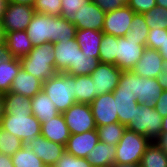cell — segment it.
Returning a JSON list of instances; mask_svg holds the SVG:
<instances>
[{
	"instance_id": "cell-1",
	"label": "cell",
	"mask_w": 167,
	"mask_h": 167,
	"mask_svg": "<svg viewBox=\"0 0 167 167\" xmlns=\"http://www.w3.org/2000/svg\"><path fill=\"white\" fill-rule=\"evenodd\" d=\"M76 26L72 21L45 13H35L25 30L33 46L69 40L76 36Z\"/></svg>"
},
{
	"instance_id": "cell-2",
	"label": "cell",
	"mask_w": 167,
	"mask_h": 167,
	"mask_svg": "<svg viewBox=\"0 0 167 167\" xmlns=\"http://www.w3.org/2000/svg\"><path fill=\"white\" fill-rule=\"evenodd\" d=\"M114 90H129L136 95L139 104L152 107L163 92L157 78L142 77L132 70L122 71L118 86Z\"/></svg>"
},
{
	"instance_id": "cell-3",
	"label": "cell",
	"mask_w": 167,
	"mask_h": 167,
	"mask_svg": "<svg viewBox=\"0 0 167 167\" xmlns=\"http://www.w3.org/2000/svg\"><path fill=\"white\" fill-rule=\"evenodd\" d=\"M21 68L42 82L53 77L55 70V52L53 43L34 46L30 53L19 58Z\"/></svg>"
},
{
	"instance_id": "cell-4",
	"label": "cell",
	"mask_w": 167,
	"mask_h": 167,
	"mask_svg": "<svg viewBox=\"0 0 167 167\" xmlns=\"http://www.w3.org/2000/svg\"><path fill=\"white\" fill-rule=\"evenodd\" d=\"M74 81L75 76L65 72H57L53 77L43 82L42 90L60 113L67 111L76 103Z\"/></svg>"
},
{
	"instance_id": "cell-5",
	"label": "cell",
	"mask_w": 167,
	"mask_h": 167,
	"mask_svg": "<svg viewBox=\"0 0 167 167\" xmlns=\"http://www.w3.org/2000/svg\"><path fill=\"white\" fill-rule=\"evenodd\" d=\"M150 143L151 141L147 137L126 128L116 145L115 163L140 164L141 158Z\"/></svg>"
},
{
	"instance_id": "cell-6",
	"label": "cell",
	"mask_w": 167,
	"mask_h": 167,
	"mask_svg": "<svg viewBox=\"0 0 167 167\" xmlns=\"http://www.w3.org/2000/svg\"><path fill=\"white\" fill-rule=\"evenodd\" d=\"M0 127L18 137L24 145L41 135V123L33 114L4 115Z\"/></svg>"
},
{
	"instance_id": "cell-7",
	"label": "cell",
	"mask_w": 167,
	"mask_h": 167,
	"mask_svg": "<svg viewBox=\"0 0 167 167\" xmlns=\"http://www.w3.org/2000/svg\"><path fill=\"white\" fill-rule=\"evenodd\" d=\"M162 120L163 117L154 107L138 104L136 114L126 128L147 137L152 142L161 133Z\"/></svg>"
},
{
	"instance_id": "cell-8",
	"label": "cell",
	"mask_w": 167,
	"mask_h": 167,
	"mask_svg": "<svg viewBox=\"0 0 167 167\" xmlns=\"http://www.w3.org/2000/svg\"><path fill=\"white\" fill-rule=\"evenodd\" d=\"M35 13L33 6L8 2L0 23L2 35L10 31L26 30Z\"/></svg>"
},
{
	"instance_id": "cell-9",
	"label": "cell",
	"mask_w": 167,
	"mask_h": 167,
	"mask_svg": "<svg viewBox=\"0 0 167 167\" xmlns=\"http://www.w3.org/2000/svg\"><path fill=\"white\" fill-rule=\"evenodd\" d=\"M62 115L70 134H80L97 128L90 104L75 103Z\"/></svg>"
},
{
	"instance_id": "cell-10",
	"label": "cell",
	"mask_w": 167,
	"mask_h": 167,
	"mask_svg": "<svg viewBox=\"0 0 167 167\" xmlns=\"http://www.w3.org/2000/svg\"><path fill=\"white\" fill-rule=\"evenodd\" d=\"M134 14L135 12L128 5L107 12L102 32L116 37H125L131 26Z\"/></svg>"
},
{
	"instance_id": "cell-11",
	"label": "cell",
	"mask_w": 167,
	"mask_h": 167,
	"mask_svg": "<svg viewBox=\"0 0 167 167\" xmlns=\"http://www.w3.org/2000/svg\"><path fill=\"white\" fill-rule=\"evenodd\" d=\"M145 47V45L138 44V41L133 39L118 37L115 66L122 71L132 70L143 55Z\"/></svg>"
},
{
	"instance_id": "cell-12",
	"label": "cell",
	"mask_w": 167,
	"mask_h": 167,
	"mask_svg": "<svg viewBox=\"0 0 167 167\" xmlns=\"http://www.w3.org/2000/svg\"><path fill=\"white\" fill-rule=\"evenodd\" d=\"M121 73L122 70L113 64L99 63L90 74L95 86V96L113 92L118 86Z\"/></svg>"
},
{
	"instance_id": "cell-13",
	"label": "cell",
	"mask_w": 167,
	"mask_h": 167,
	"mask_svg": "<svg viewBox=\"0 0 167 167\" xmlns=\"http://www.w3.org/2000/svg\"><path fill=\"white\" fill-rule=\"evenodd\" d=\"M105 14L106 13L98 5L90 1L73 14L70 21H72L76 29L79 30L93 29L102 31Z\"/></svg>"
},
{
	"instance_id": "cell-14",
	"label": "cell",
	"mask_w": 167,
	"mask_h": 167,
	"mask_svg": "<svg viewBox=\"0 0 167 167\" xmlns=\"http://www.w3.org/2000/svg\"><path fill=\"white\" fill-rule=\"evenodd\" d=\"M90 107L97 127L119 122L112 92L95 97Z\"/></svg>"
},
{
	"instance_id": "cell-15",
	"label": "cell",
	"mask_w": 167,
	"mask_h": 167,
	"mask_svg": "<svg viewBox=\"0 0 167 167\" xmlns=\"http://www.w3.org/2000/svg\"><path fill=\"white\" fill-rule=\"evenodd\" d=\"M26 146L36 153L37 157L41 159L45 165L51 167L56 164L66 151L65 145L50 141L42 135L28 142Z\"/></svg>"
},
{
	"instance_id": "cell-16",
	"label": "cell",
	"mask_w": 167,
	"mask_h": 167,
	"mask_svg": "<svg viewBox=\"0 0 167 167\" xmlns=\"http://www.w3.org/2000/svg\"><path fill=\"white\" fill-rule=\"evenodd\" d=\"M55 52V70L66 72L70 66H76L79 45L76 38L53 43Z\"/></svg>"
},
{
	"instance_id": "cell-17",
	"label": "cell",
	"mask_w": 167,
	"mask_h": 167,
	"mask_svg": "<svg viewBox=\"0 0 167 167\" xmlns=\"http://www.w3.org/2000/svg\"><path fill=\"white\" fill-rule=\"evenodd\" d=\"M99 142L97 130L71 134L65 146L66 152L75 157L87 158L88 153Z\"/></svg>"
},
{
	"instance_id": "cell-18",
	"label": "cell",
	"mask_w": 167,
	"mask_h": 167,
	"mask_svg": "<svg viewBox=\"0 0 167 167\" xmlns=\"http://www.w3.org/2000/svg\"><path fill=\"white\" fill-rule=\"evenodd\" d=\"M163 57L158 50L145 47L144 53L132 71L142 77L157 78L162 69Z\"/></svg>"
},
{
	"instance_id": "cell-19",
	"label": "cell",
	"mask_w": 167,
	"mask_h": 167,
	"mask_svg": "<svg viewBox=\"0 0 167 167\" xmlns=\"http://www.w3.org/2000/svg\"><path fill=\"white\" fill-rule=\"evenodd\" d=\"M115 106L119 123L127 126L136 114V106L139 104L134 93L129 90H114Z\"/></svg>"
},
{
	"instance_id": "cell-20",
	"label": "cell",
	"mask_w": 167,
	"mask_h": 167,
	"mask_svg": "<svg viewBox=\"0 0 167 167\" xmlns=\"http://www.w3.org/2000/svg\"><path fill=\"white\" fill-rule=\"evenodd\" d=\"M41 135L50 141L66 146L71 134L62 113L41 123Z\"/></svg>"
},
{
	"instance_id": "cell-21",
	"label": "cell",
	"mask_w": 167,
	"mask_h": 167,
	"mask_svg": "<svg viewBox=\"0 0 167 167\" xmlns=\"http://www.w3.org/2000/svg\"><path fill=\"white\" fill-rule=\"evenodd\" d=\"M43 82L29 74L22 68L14 77L11 89L9 92L21 94L25 97L32 98L34 95L42 91Z\"/></svg>"
},
{
	"instance_id": "cell-22",
	"label": "cell",
	"mask_w": 167,
	"mask_h": 167,
	"mask_svg": "<svg viewBox=\"0 0 167 167\" xmlns=\"http://www.w3.org/2000/svg\"><path fill=\"white\" fill-rule=\"evenodd\" d=\"M103 34L104 33L102 31H96L93 29H77L75 38L80 50L84 54H88L99 59V47Z\"/></svg>"
},
{
	"instance_id": "cell-23",
	"label": "cell",
	"mask_w": 167,
	"mask_h": 167,
	"mask_svg": "<svg viewBox=\"0 0 167 167\" xmlns=\"http://www.w3.org/2000/svg\"><path fill=\"white\" fill-rule=\"evenodd\" d=\"M12 57L22 58L33 49L32 42L25 30L10 31L3 36Z\"/></svg>"
},
{
	"instance_id": "cell-24",
	"label": "cell",
	"mask_w": 167,
	"mask_h": 167,
	"mask_svg": "<svg viewBox=\"0 0 167 167\" xmlns=\"http://www.w3.org/2000/svg\"><path fill=\"white\" fill-rule=\"evenodd\" d=\"M31 110L40 123L60 114L55 104L43 90L31 98Z\"/></svg>"
},
{
	"instance_id": "cell-25",
	"label": "cell",
	"mask_w": 167,
	"mask_h": 167,
	"mask_svg": "<svg viewBox=\"0 0 167 167\" xmlns=\"http://www.w3.org/2000/svg\"><path fill=\"white\" fill-rule=\"evenodd\" d=\"M116 146L99 141L88 153L87 160L93 167H110L115 163Z\"/></svg>"
},
{
	"instance_id": "cell-26",
	"label": "cell",
	"mask_w": 167,
	"mask_h": 167,
	"mask_svg": "<svg viewBox=\"0 0 167 167\" xmlns=\"http://www.w3.org/2000/svg\"><path fill=\"white\" fill-rule=\"evenodd\" d=\"M5 115L32 114L31 98L14 92L3 94Z\"/></svg>"
},
{
	"instance_id": "cell-27",
	"label": "cell",
	"mask_w": 167,
	"mask_h": 167,
	"mask_svg": "<svg viewBox=\"0 0 167 167\" xmlns=\"http://www.w3.org/2000/svg\"><path fill=\"white\" fill-rule=\"evenodd\" d=\"M76 103L90 104L95 99V86L90 75H77L74 81Z\"/></svg>"
},
{
	"instance_id": "cell-28",
	"label": "cell",
	"mask_w": 167,
	"mask_h": 167,
	"mask_svg": "<svg viewBox=\"0 0 167 167\" xmlns=\"http://www.w3.org/2000/svg\"><path fill=\"white\" fill-rule=\"evenodd\" d=\"M20 69L19 58L12 57L0 64V91L2 94L10 91L14 77L19 73Z\"/></svg>"
},
{
	"instance_id": "cell-29",
	"label": "cell",
	"mask_w": 167,
	"mask_h": 167,
	"mask_svg": "<svg viewBox=\"0 0 167 167\" xmlns=\"http://www.w3.org/2000/svg\"><path fill=\"white\" fill-rule=\"evenodd\" d=\"M99 141L116 146L122 138L126 126L119 122L110 123L96 128Z\"/></svg>"
},
{
	"instance_id": "cell-30",
	"label": "cell",
	"mask_w": 167,
	"mask_h": 167,
	"mask_svg": "<svg viewBox=\"0 0 167 167\" xmlns=\"http://www.w3.org/2000/svg\"><path fill=\"white\" fill-rule=\"evenodd\" d=\"M99 63V59L94 58L91 55L84 54L80 49H78L76 66H70L65 73L73 76L90 75L97 68Z\"/></svg>"
},
{
	"instance_id": "cell-31",
	"label": "cell",
	"mask_w": 167,
	"mask_h": 167,
	"mask_svg": "<svg viewBox=\"0 0 167 167\" xmlns=\"http://www.w3.org/2000/svg\"><path fill=\"white\" fill-rule=\"evenodd\" d=\"M149 30L143 14L135 13L125 38L133 39L134 41H138V44L146 46Z\"/></svg>"
},
{
	"instance_id": "cell-32",
	"label": "cell",
	"mask_w": 167,
	"mask_h": 167,
	"mask_svg": "<svg viewBox=\"0 0 167 167\" xmlns=\"http://www.w3.org/2000/svg\"><path fill=\"white\" fill-rule=\"evenodd\" d=\"M140 167H167V155L153 142L146 148Z\"/></svg>"
},
{
	"instance_id": "cell-33",
	"label": "cell",
	"mask_w": 167,
	"mask_h": 167,
	"mask_svg": "<svg viewBox=\"0 0 167 167\" xmlns=\"http://www.w3.org/2000/svg\"><path fill=\"white\" fill-rule=\"evenodd\" d=\"M117 46L118 37L104 33L99 47V62L115 65Z\"/></svg>"
},
{
	"instance_id": "cell-34",
	"label": "cell",
	"mask_w": 167,
	"mask_h": 167,
	"mask_svg": "<svg viewBox=\"0 0 167 167\" xmlns=\"http://www.w3.org/2000/svg\"><path fill=\"white\" fill-rule=\"evenodd\" d=\"M11 158L14 167H42L44 165L36 153L26 145L19 149Z\"/></svg>"
},
{
	"instance_id": "cell-35",
	"label": "cell",
	"mask_w": 167,
	"mask_h": 167,
	"mask_svg": "<svg viewBox=\"0 0 167 167\" xmlns=\"http://www.w3.org/2000/svg\"><path fill=\"white\" fill-rule=\"evenodd\" d=\"M146 24L149 29H166L167 30V8L155 6L146 13H143Z\"/></svg>"
},
{
	"instance_id": "cell-36",
	"label": "cell",
	"mask_w": 167,
	"mask_h": 167,
	"mask_svg": "<svg viewBox=\"0 0 167 167\" xmlns=\"http://www.w3.org/2000/svg\"><path fill=\"white\" fill-rule=\"evenodd\" d=\"M23 146L22 140L0 128V153L13 156Z\"/></svg>"
},
{
	"instance_id": "cell-37",
	"label": "cell",
	"mask_w": 167,
	"mask_h": 167,
	"mask_svg": "<svg viewBox=\"0 0 167 167\" xmlns=\"http://www.w3.org/2000/svg\"><path fill=\"white\" fill-rule=\"evenodd\" d=\"M33 7L36 13L60 16L61 0H36Z\"/></svg>"
},
{
	"instance_id": "cell-38",
	"label": "cell",
	"mask_w": 167,
	"mask_h": 167,
	"mask_svg": "<svg viewBox=\"0 0 167 167\" xmlns=\"http://www.w3.org/2000/svg\"><path fill=\"white\" fill-rule=\"evenodd\" d=\"M53 167H93L87 158L75 157L72 154L65 153L56 162Z\"/></svg>"
},
{
	"instance_id": "cell-39",
	"label": "cell",
	"mask_w": 167,
	"mask_h": 167,
	"mask_svg": "<svg viewBox=\"0 0 167 167\" xmlns=\"http://www.w3.org/2000/svg\"><path fill=\"white\" fill-rule=\"evenodd\" d=\"M90 1L91 0H61L60 16L71 20L73 14L80 10L84 4H87Z\"/></svg>"
},
{
	"instance_id": "cell-40",
	"label": "cell",
	"mask_w": 167,
	"mask_h": 167,
	"mask_svg": "<svg viewBox=\"0 0 167 167\" xmlns=\"http://www.w3.org/2000/svg\"><path fill=\"white\" fill-rule=\"evenodd\" d=\"M135 13L143 14L157 6L156 0H130L127 4Z\"/></svg>"
},
{
	"instance_id": "cell-41",
	"label": "cell",
	"mask_w": 167,
	"mask_h": 167,
	"mask_svg": "<svg viewBox=\"0 0 167 167\" xmlns=\"http://www.w3.org/2000/svg\"><path fill=\"white\" fill-rule=\"evenodd\" d=\"M163 40V29H150L146 41V47L159 50Z\"/></svg>"
},
{
	"instance_id": "cell-42",
	"label": "cell",
	"mask_w": 167,
	"mask_h": 167,
	"mask_svg": "<svg viewBox=\"0 0 167 167\" xmlns=\"http://www.w3.org/2000/svg\"><path fill=\"white\" fill-rule=\"evenodd\" d=\"M98 5L105 13L121 8L124 4L120 0H91Z\"/></svg>"
},
{
	"instance_id": "cell-43",
	"label": "cell",
	"mask_w": 167,
	"mask_h": 167,
	"mask_svg": "<svg viewBox=\"0 0 167 167\" xmlns=\"http://www.w3.org/2000/svg\"><path fill=\"white\" fill-rule=\"evenodd\" d=\"M154 108L162 117L167 116V90H163Z\"/></svg>"
},
{
	"instance_id": "cell-44",
	"label": "cell",
	"mask_w": 167,
	"mask_h": 167,
	"mask_svg": "<svg viewBox=\"0 0 167 167\" xmlns=\"http://www.w3.org/2000/svg\"><path fill=\"white\" fill-rule=\"evenodd\" d=\"M161 67L162 69L157 77V81L163 90H167V60H163Z\"/></svg>"
},
{
	"instance_id": "cell-45",
	"label": "cell",
	"mask_w": 167,
	"mask_h": 167,
	"mask_svg": "<svg viewBox=\"0 0 167 167\" xmlns=\"http://www.w3.org/2000/svg\"><path fill=\"white\" fill-rule=\"evenodd\" d=\"M152 142L167 155V132H161Z\"/></svg>"
},
{
	"instance_id": "cell-46",
	"label": "cell",
	"mask_w": 167,
	"mask_h": 167,
	"mask_svg": "<svg viewBox=\"0 0 167 167\" xmlns=\"http://www.w3.org/2000/svg\"><path fill=\"white\" fill-rule=\"evenodd\" d=\"M12 58L10 50L7 47V44L4 40L0 41V64L6 60Z\"/></svg>"
},
{
	"instance_id": "cell-47",
	"label": "cell",
	"mask_w": 167,
	"mask_h": 167,
	"mask_svg": "<svg viewBox=\"0 0 167 167\" xmlns=\"http://www.w3.org/2000/svg\"><path fill=\"white\" fill-rule=\"evenodd\" d=\"M158 51L163 57V60H167V30L166 29H163V40H162L160 49Z\"/></svg>"
},
{
	"instance_id": "cell-48",
	"label": "cell",
	"mask_w": 167,
	"mask_h": 167,
	"mask_svg": "<svg viewBox=\"0 0 167 167\" xmlns=\"http://www.w3.org/2000/svg\"><path fill=\"white\" fill-rule=\"evenodd\" d=\"M0 167H14L11 156L0 153Z\"/></svg>"
},
{
	"instance_id": "cell-49",
	"label": "cell",
	"mask_w": 167,
	"mask_h": 167,
	"mask_svg": "<svg viewBox=\"0 0 167 167\" xmlns=\"http://www.w3.org/2000/svg\"><path fill=\"white\" fill-rule=\"evenodd\" d=\"M9 3L34 6L36 0H8Z\"/></svg>"
},
{
	"instance_id": "cell-50",
	"label": "cell",
	"mask_w": 167,
	"mask_h": 167,
	"mask_svg": "<svg viewBox=\"0 0 167 167\" xmlns=\"http://www.w3.org/2000/svg\"><path fill=\"white\" fill-rule=\"evenodd\" d=\"M7 4H8V0H0V23L2 21L3 15L5 13Z\"/></svg>"
},
{
	"instance_id": "cell-51",
	"label": "cell",
	"mask_w": 167,
	"mask_h": 167,
	"mask_svg": "<svg viewBox=\"0 0 167 167\" xmlns=\"http://www.w3.org/2000/svg\"><path fill=\"white\" fill-rule=\"evenodd\" d=\"M5 115V109H4V100H3V96L0 97V124H1V121H2V118L4 117Z\"/></svg>"
},
{
	"instance_id": "cell-52",
	"label": "cell",
	"mask_w": 167,
	"mask_h": 167,
	"mask_svg": "<svg viewBox=\"0 0 167 167\" xmlns=\"http://www.w3.org/2000/svg\"><path fill=\"white\" fill-rule=\"evenodd\" d=\"M110 167H140L139 164H120V163H114Z\"/></svg>"
},
{
	"instance_id": "cell-53",
	"label": "cell",
	"mask_w": 167,
	"mask_h": 167,
	"mask_svg": "<svg viewBox=\"0 0 167 167\" xmlns=\"http://www.w3.org/2000/svg\"><path fill=\"white\" fill-rule=\"evenodd\" d=\"M161 132H167V116L163 117L162 125H161Z\"/></svg>"
},
{
	"instance_id": "cell-54",
	"label": "cell",
	"mask_w": 167,
	"mask_h": 167,
	"mask_svg": "<svg viewBox=\"0 0 167 167\" xmlns=\"http://www.w3.org/2000/svg\"><path fill=\"white\" fill-rule=\"evenodd\" d=\"M157 6L167 8V0H156Z\"/></svg>"
},
{
	"instance_id": "cell-55",
	"label": "cell",
	"mask_w": 167,
	"mask_h": 167,
	"mask_svg": "<svg viewBox=\"0 0 167 167\" xmlns=\"http://www.w3.org/2000/svg\"><path fill=\"white\" fill-rule=\"evenodd\" d=\"M124 5H127L130 0H120Z\"/></svg>"
},
{
	"instance_id": "cell-56",
	"label": "cell",
	"mask_w": 167,
	"mask_h": 167,
	"mask_svg": "<svg viewBox=\"0 0 167 167\" xmlns=\"http://www.w3.org/2000/svg\"><path fill=\"white\" fill-rule=\"evenodd\" d=\"M3 40V35H2V32H1V26H0V41Z\"/></svg>"
},
{
	"instance_id": "cell-57",
	"label": "cell",
	"mask_w": 167,
	"mask_h": 167,
	"mask_svg": "<svg viewBox=\"0 0 167 167\" xmlns=\"http://www.w3.org/2000/svg\"><path fill=\"white\" fill-rule=\"evenodd\" d=\"M42 167H51V166H49V165H45V164H44Z\"/></svg>"
}]
</instances>
